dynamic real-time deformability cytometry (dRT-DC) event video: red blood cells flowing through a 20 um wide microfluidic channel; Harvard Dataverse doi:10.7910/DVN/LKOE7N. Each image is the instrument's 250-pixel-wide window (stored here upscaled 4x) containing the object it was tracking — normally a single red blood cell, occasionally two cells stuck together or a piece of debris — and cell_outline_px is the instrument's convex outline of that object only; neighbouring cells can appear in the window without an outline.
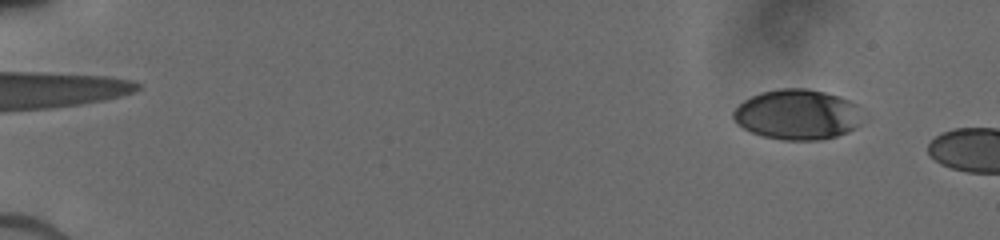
{"species": "human", "species_latin": "Homo sapiens", "temperature_condition": "cold", "stored_images_in_passage": 4, "camera_frame_rate_fps": 3000, "um_per_image_px": 0.085, "donor": {"sex": "male"}, "frame": {"image": 1, "passage_image": 2, "time_ms": 0.333, "image_size_px": [1000, 240], "cell_outline_px": [[860, 124], [856, 128], [848, 132], [836, 136], [820, 140], [784, 140], [764, 136], [752, 132], [736, 124], [732, 116], [732, 112], [744, 100], [760, 92], [780, 88], [804, 88], [824, 92], [840, 96], [856, 104]], "centroid_in_image_um": [67.74, 9.73], "position_along_channel_um": 17.3, "area_um2": 37.69}}